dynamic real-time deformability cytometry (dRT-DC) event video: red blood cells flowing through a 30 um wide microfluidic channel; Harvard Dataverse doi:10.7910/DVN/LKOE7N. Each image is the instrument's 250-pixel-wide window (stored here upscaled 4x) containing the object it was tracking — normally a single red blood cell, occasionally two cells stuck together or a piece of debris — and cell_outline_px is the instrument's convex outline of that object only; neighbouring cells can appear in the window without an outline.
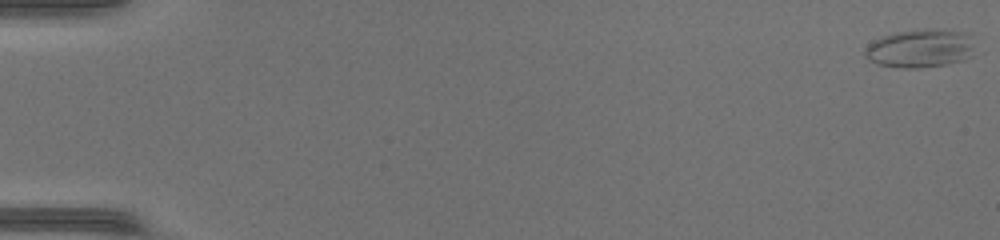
{"species": "common noctule bat (a hibernating species)", "species_latin": "Nyctalus noctula", "temperature_condition": "warm", "stored_images_in_passage": 49, "camera_frame_rate_fps": 3000, "um_per_image_px": 0.085, "animal": {"sex": "female", "body_mass_g": 17.0, "forearm_length_mm": 48.0}, "frame": {"image": 1, "passage_image": 1, "time_ms": 0.0, "image_size_px": [1000, 240], "cell_outline_px": [[972, 56], [964, 60], [948, 64], [920, 68], [900, 68], [876, 64], [868, 60], [864, 56], [864, 48], [872, 40], [880, 36], [896, 32], [924, 28], [944, 28], [968, 32], [972, 48]], "centroid_in_image_um": [78.18, 4.1], "position_along_channel_um": 6.8, "area_um2": 25.26}}
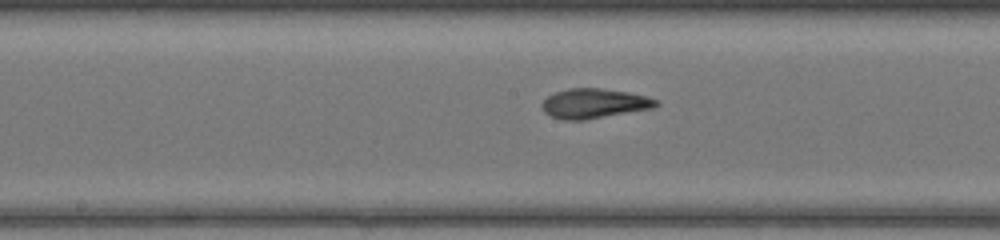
{"frame": {"image": 2, "passage_image": 27, "time_ms": 8.667, "image_size_px": [1000, 240], "cell_outline_px": [[660, 104], [656, 108], [584, 120], [564, 120], [552, 116], [544, 112], [540, 104], [548, 96], [556, 92], [568, 88], [600, 88], [628, 92], [648, 96], [656, 100]], "centroid_in_image_um": [50.53, 8.79], "position_along_channel_um": 197.7, "area_um2": 19.88}}
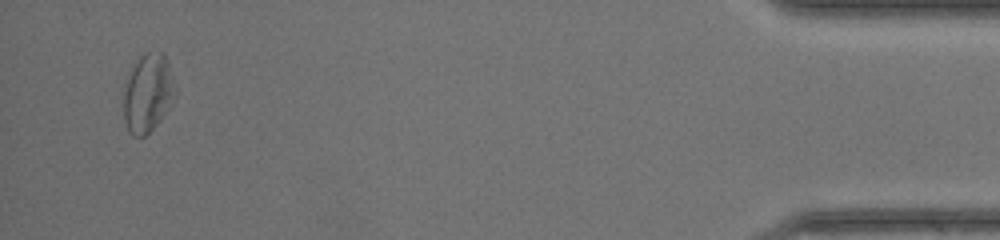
{"frame": {"image": 3, "passage_image": 48, "time_ms": 15.667, "image_size_px": [1000, 240], "cell_outline_px": [[176, 96], [168, 108], [156, 124], [144, 136], [132, 136], [128, 132], [124, 120], [124, 88], [128, 72], [140, 56], [144, 52], [160, 52], [164, 56], [168, 64], [176, 88]], "centroid_in_image_um": [12.54, 7.9], "position_along_channel_um": 422.7, "area_um2": 23.41}, "authors_computed_cell_mechanics": {"area_um2": 20.23, "velocity_mm_per_s": 4.3186, "shape_relaxation_time_tau1_ms": 2.8709, "shape_relaxation_time_tau2_ms": 2.3662, "deformation_change_tau1": 0.1501, "deformation_change_tau2": 0.1056}}